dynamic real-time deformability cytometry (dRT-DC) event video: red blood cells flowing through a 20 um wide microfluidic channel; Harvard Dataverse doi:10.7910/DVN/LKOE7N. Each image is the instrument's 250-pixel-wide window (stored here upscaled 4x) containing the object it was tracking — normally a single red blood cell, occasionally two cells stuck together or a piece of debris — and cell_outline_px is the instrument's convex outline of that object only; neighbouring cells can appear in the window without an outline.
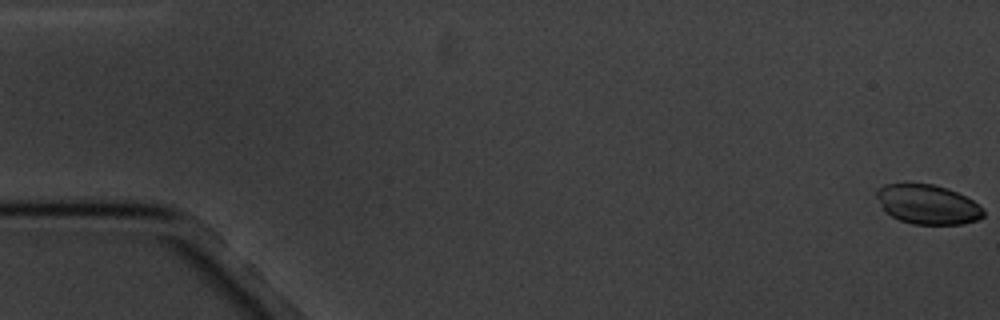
{"species": "common noctule bat (a hibernating species)", "species_latin": "Nyctalus noctula", "temperature_condition": "cold", "stored_images_in_passage": 5, "camera_frame_rate_fps": 3000, "um_per_image_px": 0.085, "animal": {"sex": "male", "body_mass_g": 20.1, "forearm_length_mm": 53.5}, "frame": {"image": 1, "passage_image": 1, "time_ms": 0.0, "image_size_px": [1000, 320], "cell_outline_px": [[984, 216], [976, 220], [964, 224], [912, 224], [900, 220], [884, 212], [876, 196], [876, 188], [884, 184], [932, 184], [948, 188], [972, 200], [984, 212]], "centroid_in_image_um": [78.8, 17.38], "position_along_channel_um": 6.2, "area_um2": 24.45}}
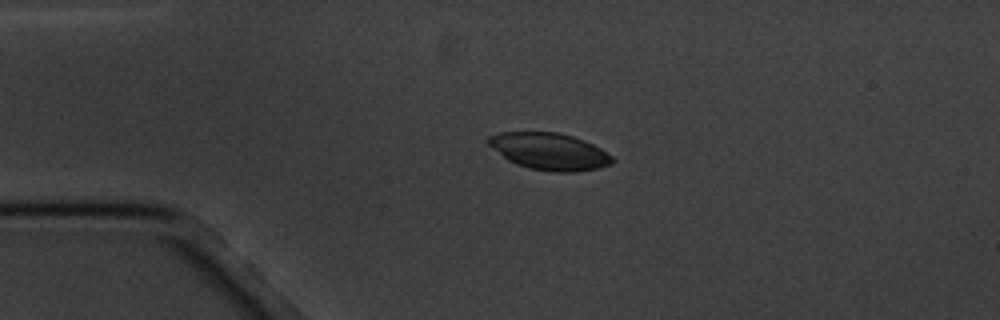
{"frame": {"image": 2, "passage_image": 4, "time_ms": 4.333, "image_size_px": [1000, 320], "cell_outline_px": [[616, 160], [612, 164], [600, 168], [576, 172], [552, 172], [528, 168], [516, 164], [508, 160], [492, 148], [484, 140], [488, 136], [500, 132], [556, 132], [572, 136], [584, 140], [600, 148], [612, 156]], "centroid_in_image_um": [46.7, 12.87], "position_along_channel_um": 38.3, "area_um2": 26.88}}